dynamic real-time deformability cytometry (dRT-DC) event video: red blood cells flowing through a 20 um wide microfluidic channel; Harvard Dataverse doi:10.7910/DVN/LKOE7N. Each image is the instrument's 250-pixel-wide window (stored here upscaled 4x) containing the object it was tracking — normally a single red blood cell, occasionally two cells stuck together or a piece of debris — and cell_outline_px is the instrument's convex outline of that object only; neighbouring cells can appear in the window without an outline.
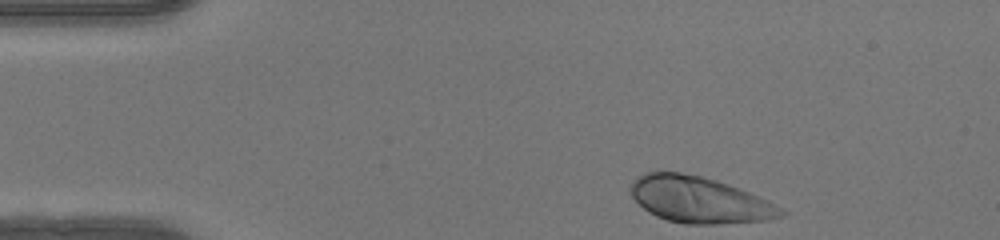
{"species": "human", "species_latin": "Homo sapiens", "temperature_condition": "warm", "stored_images_in_passage": 43, "camera_frame_rate_fps": 3000, "um_per_image_px": 0.085, "donor": {"sex": "female"}, "frame": {"image": 1, "passage_image": 1, "time_ms": 0.0, "image_size_px": [1000, 240], "cell_outline_px": [[788, 212], [784, 216], [768, 220], [720, 224], [684, 224], [668, 220], [656, 216], [644, 208], [628, 192], [628, 184], [632, 180], [644, 172], [656, 168], [680, 172], [700, 176], [716, 180], [740, 188], [768, 200]], "centroid_in_image_um": [59.4, 16.95], "position_along_channel_um": 25.6, "area_um2": 41.33}}
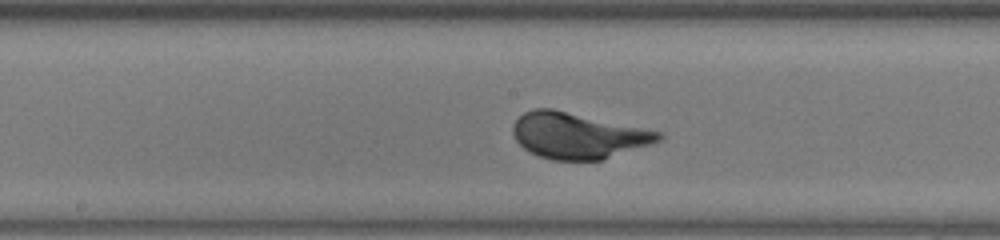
{"frame": {"image": 2, "passage_image": 19, "time_ms": 6.0, "image_size_px": [1000, 240], "cell_outline_px": [[664, 136], [660, 140], [652, 144], [600, 160], [552, 160], [540, 156], [524, 148], [516, 140], [512, 132], [512, 124], [524, 112], [532, 108], [552, 108], [664, 132]], "centroid_in_image_um": [49.13, 11.51], "position_along_channel_um": 199.1, "area_um2": 39.02}}
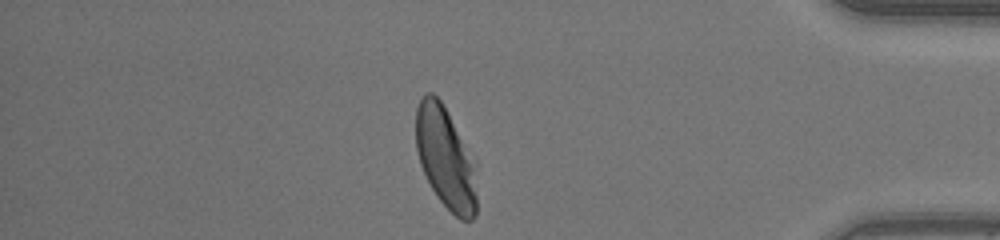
{"frame": {"image": 3, "passage_image": 36, "time_ms": 11.667, "image_size_px": [1000, 240], "cell_outline_px": [[476, 216], [472, 220], [460, 220], [436, 196], [420, 164], [416, 148], [416, 108], [424, 92], [432, 92], [440, 100], [476, 160]], "centroid_in_image_um": [37.89, 13.42], "position_along_channel_um": 397.3, "area_um2": 36.3}, "authors_computed_cell_mechanics": {"area_um2": 38.0324, "velocity_mm_per_s": 4.1101, "shape_relaxation_time_tau1_ms": 2.176, "shape_relaxation_time_tau2_ms": null, "deformation_change_tau1": 0.1782, "deformation_change_tau2": null}}